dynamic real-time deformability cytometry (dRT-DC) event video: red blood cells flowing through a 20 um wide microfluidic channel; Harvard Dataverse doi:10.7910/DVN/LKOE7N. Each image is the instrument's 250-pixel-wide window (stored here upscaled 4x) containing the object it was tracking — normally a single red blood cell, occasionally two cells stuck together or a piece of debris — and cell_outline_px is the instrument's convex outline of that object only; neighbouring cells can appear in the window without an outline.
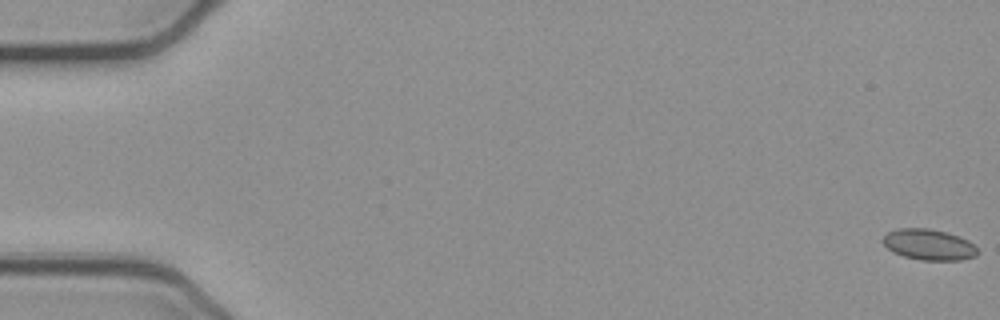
{"species": "common noctule bat (a hibernating species)", "species_latin": "Nyctalus noctula", "temperature_condition": "cold", "stored_images_in_passage": 54, "camera_frame_rate_fps": 3000, "um_per_image_px": 0.085, "animal": {"sex": "female", "body_mass_g": 21.9}, "frame": {"image": 1, "passage_image": 1, "time_ms": 0.0, "image_size_px": [1000, 320], "cell_outline_px": [[980, 252], [976, 256], [960, 260], [920, 260], [904, 256], [892, 252], [880, 240], [888, 232], [900, 228], [928, 228], [944, 232], [968, 240]], "centroid_in_image_um": [78.93, 20.8], "position_along_channel_um": 6.1, "area_um2": 16.94}}
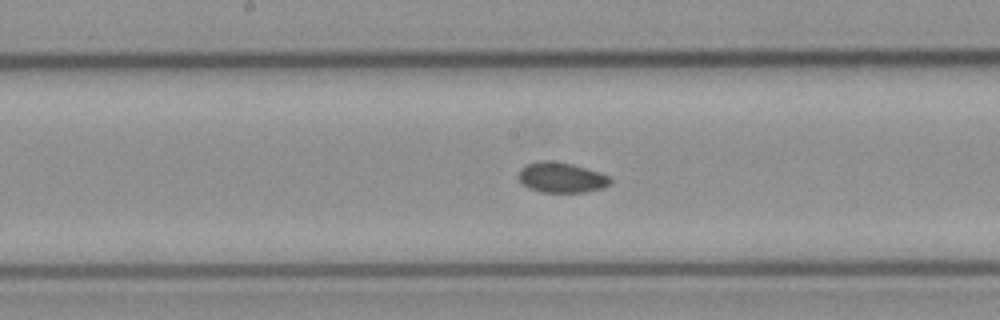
{"frame": {"image": 2, "passage_image": 28, "time_ms": 9.0, "image_size_px": [1000, 320], "cell_outline_px": [[612, 184], [604, 188], [584, 192], [540, 192], [528, 188], [520, 184], [516, 176], [520, 168], [528, 164], [540, 160], [552, 160], [572, 164], [600, 172], [608, 176], [612, 180]], "centroid_in_image_um": [47.68, 15.09], "position_along_channel_um": 200.5, "area_um2": 16.59}}
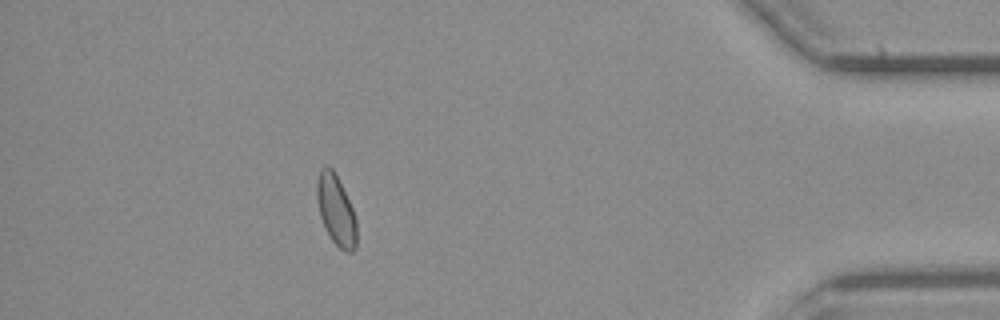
{"frame": {"image": 3, "passage_image": 48, "time_ms": 15.667, "image_size_px": [1000, 320], "cell_outline_px": [[356, 248], [352, 252], [344, 252], [332, 240], [320, 216], [316, 196], [316, 180], [320, 168], [324, 164], [328, 164], [332, 168], [352, 208], [356, 220]], "centroid_in_image_um": [28.54, 17.84], "position_along_channel_um": 406.7, "area_um2": 16.13}, "authors_computed_cell_mechanics": {"area_um2": 16.5019, "velocity_mm_per_s": 3.877, "shape_relaxation_time_tau1_ms": 4.6286, "shape_relaxation_time_tau2_ms": 9.5089, "deformation_change_tau1": 0.0445, "deformation_change_tau2": 0.0821}}